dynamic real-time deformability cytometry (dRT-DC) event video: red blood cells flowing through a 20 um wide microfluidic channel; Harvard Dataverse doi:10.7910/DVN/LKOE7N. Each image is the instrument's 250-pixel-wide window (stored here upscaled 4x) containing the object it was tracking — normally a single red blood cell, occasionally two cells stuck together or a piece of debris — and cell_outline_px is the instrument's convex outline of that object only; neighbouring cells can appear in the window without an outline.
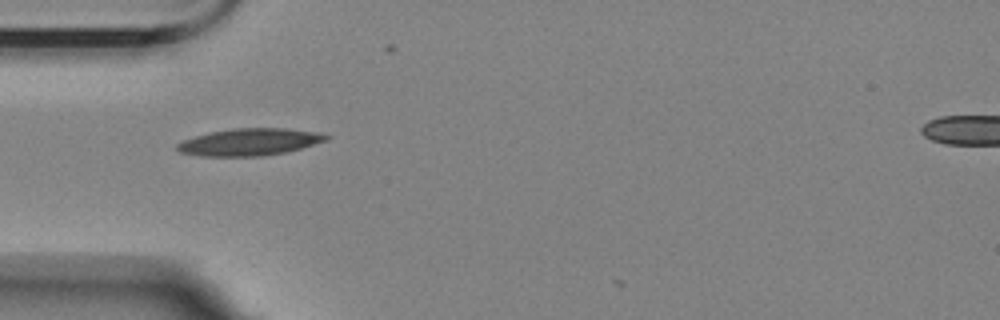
{"species": "Egyptian fruit bat (a non-hibernating species)", "species_latin": "Rousettus aegyptiacus", "temperature_condition": "room temperature", "stored_images_in_passage": 2, "camera_frame_rate_fps": 3000, "um_per_image_px": 0.085, "animal": {"sex": "female"}, "frame": {"image": 1, "passage_image": 1, "time_ms": 0.0, "image_size_px": [1000, 320], "cell_outline_px": [[328, 136], [324, 140], [300, 148], [284, 152], [260, 156], [200, 156], [180, 152], [176, 148], [176, 144], [184, 140], [196, 136], [212, 132], [232, 128], [284, 128], [320, 132]], "centroid_in_image_um": [21.17, 12.07], "position_along_channel_um": 63.8, "area_um2": 23.12}}